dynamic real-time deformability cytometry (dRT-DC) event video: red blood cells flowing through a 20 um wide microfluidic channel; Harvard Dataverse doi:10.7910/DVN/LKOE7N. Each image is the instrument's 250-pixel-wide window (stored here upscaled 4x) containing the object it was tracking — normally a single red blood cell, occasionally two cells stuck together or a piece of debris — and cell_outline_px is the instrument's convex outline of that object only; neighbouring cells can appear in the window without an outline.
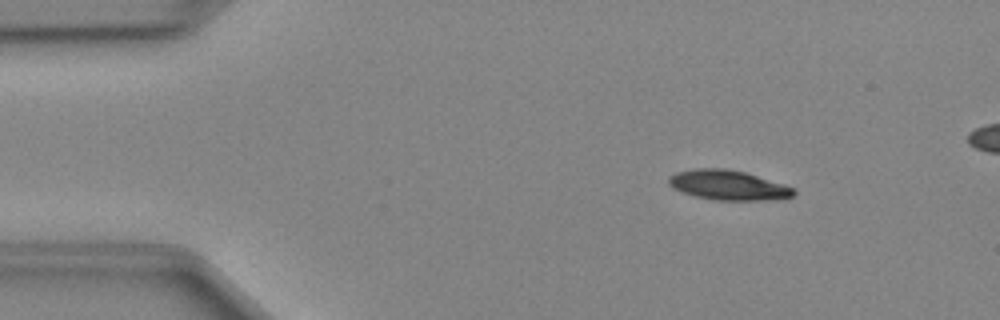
{"species": "Egyptian fruit bat (a non-hibernating species)", "species_latin": "Rousettus aegyptiacus", "temperature_condition": "cold", "stored_images_in_passage": 42, "camera_frame_rate_fps": 3000, "um_per_image_px": 0.085, "animal": {"sex": "female"}, "frame": {"image": 1, "passage_image": 3, "time_ms": 0.667, "image_size_px": [1000, 320], "cell_outline_px": [[796, 192], [792, 196], [784, 200], [716, 200], [696, 196], [684, 192], [668, 184], [668, 176], [676, 172], [692, 168], [724, 168], [744, 172], [784, 184], [792, 188]], "centroid_in_image_um": [61.91, 15.73], "position_along_channel_um": 23.1, "area_um2": 21.68}}
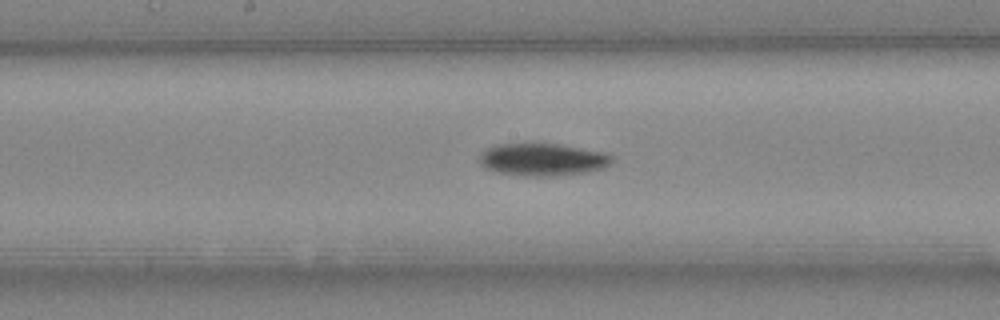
{"frame": {"image": 2, "passage_image": 21, "time_ms": 6.667, "image_size_px": [1000, 320], "cell_outline_px": [[612, 164], [604, 168], [588, 172], [556, 176], [524, 176], [500, 172], [484, 168], [480, 164], [480, 152], [496, 144], [560, 144], [604, 152], [612, 156]], "centroid_in_image_um": [46.14, 13.57], "position_along_channel_um": 202.1, "area_um2": 25.14}}
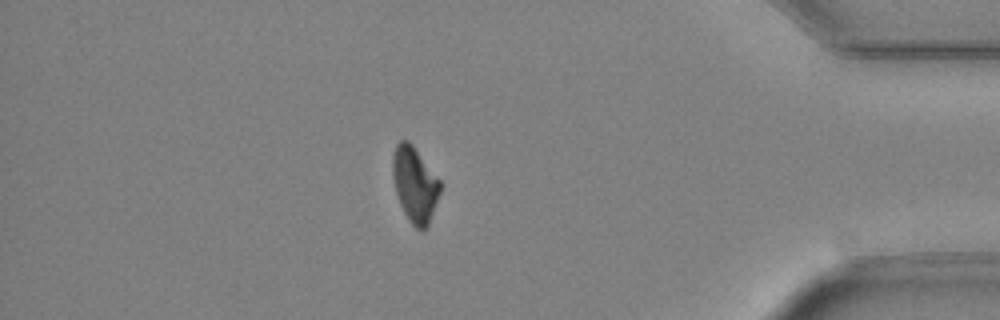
{"frame": {"image": 3, "passage_image": 38, "time_ms": 12.333, "image_size_px": [1000, 320], "cell_outline_px": [[440, 192], [428, 228], [416, 228], [408, 220], [400, 204], [396, 192], [392, 176], [392, 156], [396, 144], [400, 140], [408, 140], [412, 144], [440, 180]], "centroid_in_image_um": [35.25, 15.67], "position_along_channel_um": 400.0, "area_um2": 20.81}}